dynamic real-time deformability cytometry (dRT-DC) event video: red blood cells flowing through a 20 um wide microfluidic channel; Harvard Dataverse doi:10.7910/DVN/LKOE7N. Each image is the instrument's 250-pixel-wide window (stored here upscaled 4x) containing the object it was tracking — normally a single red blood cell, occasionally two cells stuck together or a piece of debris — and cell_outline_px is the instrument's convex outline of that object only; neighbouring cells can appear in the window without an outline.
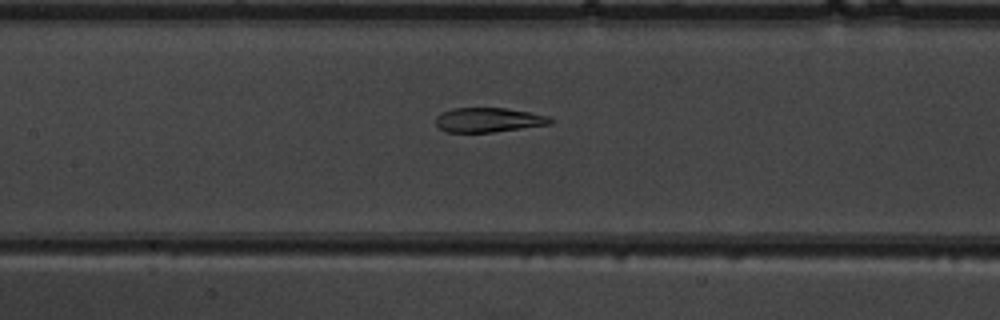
{"species": "common noctule bat (a hibernating species)", "species_latin": "Nyctalus noctula", "temperature_condition": "warm", "stored_images_in_passage": 51, "camera_frame_rate_fps": 3000, "um_per_image_px": 0.085, "animal": {"sex": "male", "body_mass_g": 19.5, "forearm_length_mm": 54.6}, "frame": {"image": 1, "passage_image": 25, "time_ms": 8.0, "image_size_px": [1000, 320], "cell_outline_px": [[552, 124], [492, 132], [444, 132], [436, 124], [436, 116], [440, 112], [452, 108], [504, 108], [528, 112], [548, 116], [552, 120]], "centroid_in_image_um": [41.47, 10.19], "position_along_channel_um": 165.9, "area_um2": 16.3}}
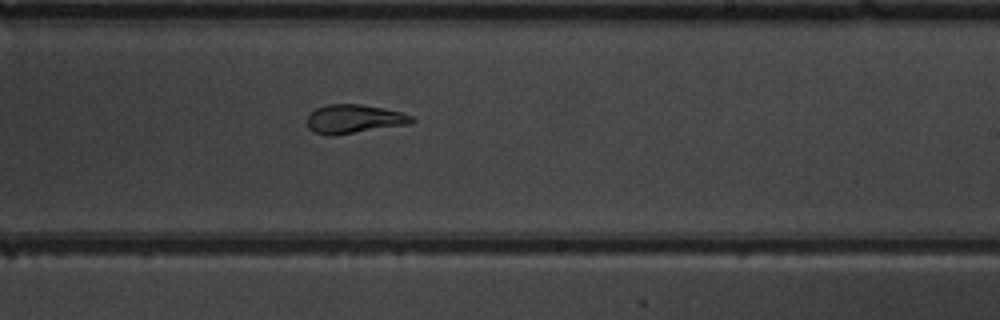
{"frame": {"image": 2, "passage_image": 32, "time_ms": 10.333, "image_size_px": [1000, 320], "cell_outline_px": [[416, 120], [412, 124], [332, 136], [328, 136], [312, 132], [308, 128], [308, 112], [316, 108], [328, 104], [360, 104], [400, 112], [412, 116]], "centroid_in_image_um": [30.07, 10.13], "position_along_channel_um": 258.9, "area_um2": 17.74}}
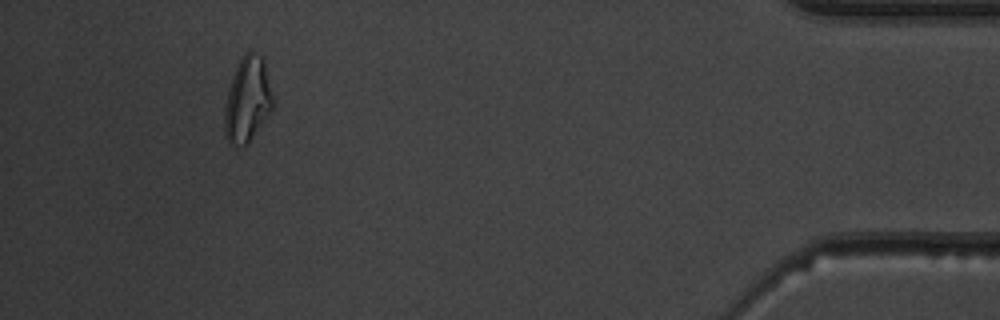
{"frame": {"image": 3, "passage_image": 48, "time_ms": 15.667, "image_size_px": [1000, 320], "cell_outline_px": [[272, 108], [248, 144], [232, 144], [228, 140], [224, 132], [224, 108], [228, 88], [236, 64], [240, 56], [244, 52], [252, 48], [264, 56], [272, 96]], "centroid_in_image_um": [21.02, 8.36], "position_along_channel_um": 414.2, "area_um2": 24.22}, "authors_computed_cell_mechanics": {"area_um2": 19.8832, "velocity_mm_per_s": 4.0104, "shape_relaxation_time_tau1_ms": null, "shape_relaxation_time_tau2_ms": 1.5985, "deformation_change_tau1": null, "deformation_change_tau2": 0.0741}}